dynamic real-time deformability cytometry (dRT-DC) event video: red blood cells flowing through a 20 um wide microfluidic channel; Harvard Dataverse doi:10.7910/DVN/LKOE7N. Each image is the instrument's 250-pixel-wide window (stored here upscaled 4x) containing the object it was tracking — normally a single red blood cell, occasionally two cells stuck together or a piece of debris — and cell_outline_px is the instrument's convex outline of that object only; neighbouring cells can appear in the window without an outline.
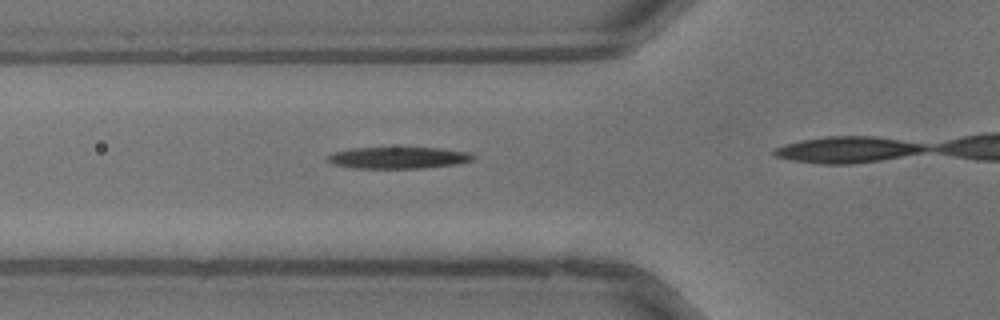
{"species": "common noctule bat (a hibernating species)", "species_latin": "Nyctalus noctula", "temperature_condition": "warm", "stored_images_in_passage": 20, "camera_frame_rate_fps": 3000, "um_per_image_px": 0.085, "animal": {"sex": "male", "body_mass_g": 13.3}, "frame": {"image": 1, "passage_image": 4, "time_ms": 1.0, "image_size_px": [1000, 320], "cell_outline_px": [[476, 156], [472, 160], [456, 164], [424, 168], [352, 168], [332, 164], [324, 160], [324, 156], [332, 152], [352, 148], [440, 148], [468, 152]], "centroid_in_image_um": [33.77, 13.41], "position_along_channel_um": 92.0, "area_um2": 18.5}}
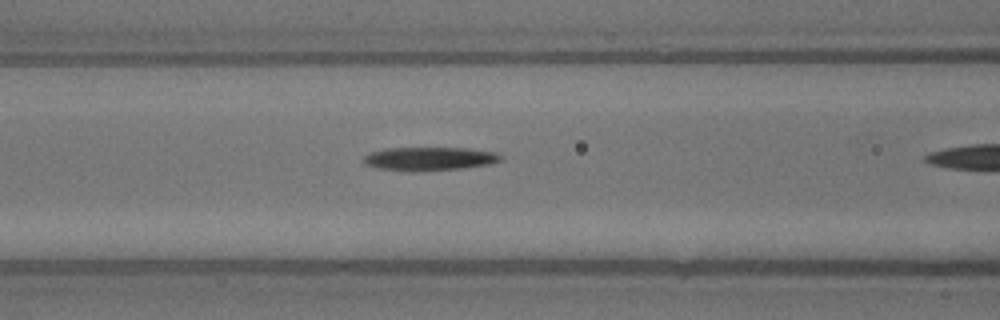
{"frame": {"image": 2, "passage_image": 6, "time_ms": 1.667, "image_size_px": [1000, 320], "cell_outline_px": [[500, 160], [488, 164], [460, 168], [380, 168], [364, 164], [364, 156], [372, 152], [384, 148], [468, 148], [496, 152], [500, 156]], "centroid_in_image_um": [36.53, 13.43], "position_along_channel_um": 130.1, "area_um2": 17.4}}